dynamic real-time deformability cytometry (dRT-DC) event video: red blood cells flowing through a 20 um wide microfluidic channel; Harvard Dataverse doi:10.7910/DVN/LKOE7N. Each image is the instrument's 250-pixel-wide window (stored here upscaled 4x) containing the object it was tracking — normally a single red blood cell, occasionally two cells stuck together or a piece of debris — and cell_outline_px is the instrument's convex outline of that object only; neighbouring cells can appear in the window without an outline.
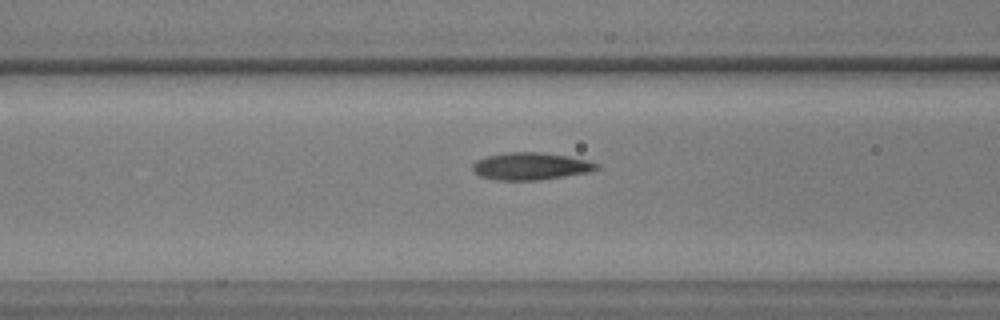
{"species": "common noctule bat (a hibernating species)", "species_latin": "Nyctalus noctula", "temperature_condition": "warm", "stored_images_in_passage": 24, "camera_frame_rate_fps": 3000, "um_per_image_px": 0.085, "animal": {"sex": "male", "body_mass_g": 17.9, "forearm_length_mm": 54.2}, "frame": {"image": 1, "passage_image": 18, "time_ms": 5.667, "image_size_px": [1000, 320], "cell_outline_px": [[600, 168], [588, 172], [564, 176], [536, 180], [496, 180], [480, 176], [472, 168], [472, 164], [476, 160], [488, 156], [508, 152], [540, 152], [568, 156], [588, 160], [600, 164]], "centroid_in_image_um": [45.13, 14.12], "position_along_channel_um": 121.5, "area_um2": 19.65}}
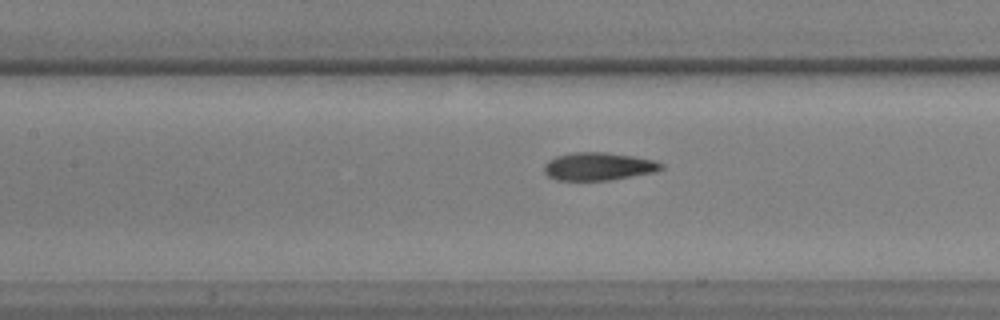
{"frame": {"image": 2, "passage_image": 21, "time_ms": 6.667, "image_size_px": [1000, 320], "cell_outline_px": [[664, 168], [656, 172], [608, 180], [556, 180], [548, 176], [544, 172], [544, 164], [548, 160], [556, 156], [572, 152], [604, 152], [632, 156], [652, 160], [664, 164]], "centroid_in_image_um": [50.85, 14.14], "position_along_channel_um": 156.6, "area_um2": 19.02}}